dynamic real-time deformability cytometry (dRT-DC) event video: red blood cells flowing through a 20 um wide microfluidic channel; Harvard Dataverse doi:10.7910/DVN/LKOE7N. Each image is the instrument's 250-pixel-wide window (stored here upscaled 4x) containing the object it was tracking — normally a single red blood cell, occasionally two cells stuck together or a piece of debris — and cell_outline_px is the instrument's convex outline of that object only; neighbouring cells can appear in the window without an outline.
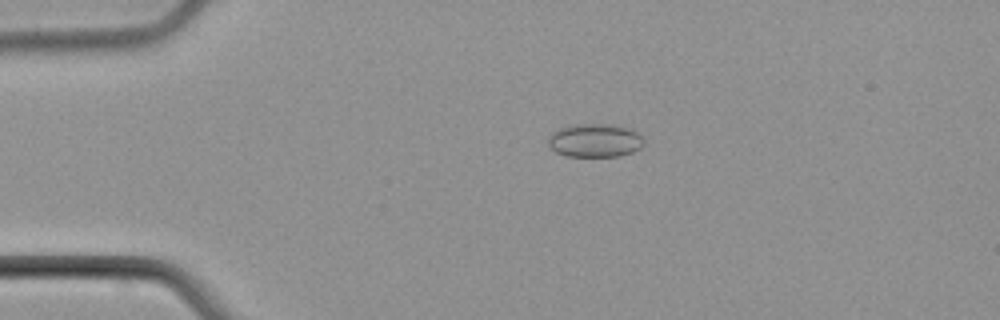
{"species": "common noctule bat (a hibernating species)", "species_latin": "Nyctalus noctula", "temperature_condition": "cold", "stored_images_in_passage": 4, "camera_frame_rate_fps": 3000, "um_per_image_px": 0.085, "animal": {"sex": "male", "body_mass_g": 21.5, "forearm_length_mm": 52.0}, "frame": {"image": 1, "passage_image": 2, "time_ms": 1.333, "image_size_px": [1000, 320], "cell_outline_px": [[644, 144], [640, 148], [632, 152], [620, 156], [564, 156], [556, 152], [548, 144], [548, 136], [552, 132], [576, 124], [604, 124], [628, 128], [636, 132], [644, 140]], "centroid_in_image_um": [50.56, 11.95], "position_along_channel_um": 34.4, "area_um2": 18.44}}
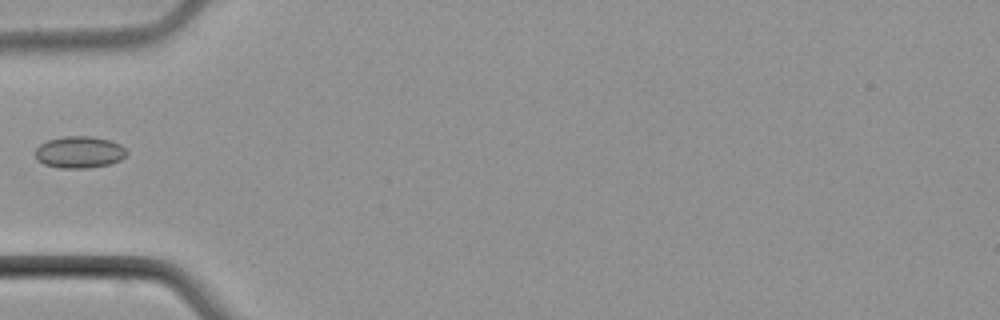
{"frame": {"image": 2, "passage_image": 4, "time_ms": 3.667, "image_size_px": [1000, 320], "cell_outline_px": [[128, 152], [120, 160], [108, 164], [88, 168], [60, 168], [44, 164], [36, 156], [36, 148], [40, 144], [48, 140], [64, 136], [92, 136], [112, 140], [120, 144]], "centroid_in_image_um": [6.77, 12.92], "position_along_channel_um": 78.2, "area_um2": 16.88}}